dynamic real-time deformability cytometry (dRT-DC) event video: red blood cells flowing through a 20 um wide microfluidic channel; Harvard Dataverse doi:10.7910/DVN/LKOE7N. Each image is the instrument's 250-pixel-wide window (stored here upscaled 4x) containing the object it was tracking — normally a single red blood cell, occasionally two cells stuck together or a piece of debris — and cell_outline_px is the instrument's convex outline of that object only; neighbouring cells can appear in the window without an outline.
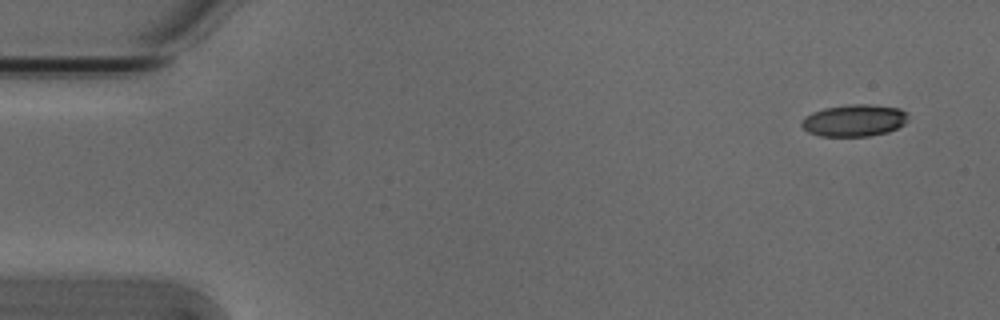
{"species": "Egyptian fruit bat (a non-hibernating species)", "species_latin": "Rousettus aegyptiacus", "temperature_condition": "cold", "stored_images_in_passage": 51, "camera_frame_rate_fps": 3000, "um_per_image_px": 0.085, "animal": {"sex": "male"}, "frame": {"image": 1, "passage_image": 1, "time_ms": 0.0, "image_size_px": [1000, 320], "cell_outline_px": [[908, 120], [904, 124], [888, 132], [868, 136], [820, 136], [808, 132], [800, 124], [804, 116], [812, 112], [824, 108], [852, 104], [868, 104], [900, 108], [908, 116]], "centroid_in_image_um": [72.59, 10.24], "position_along_channel_um": 12.4, "area_um2": 19.83}}
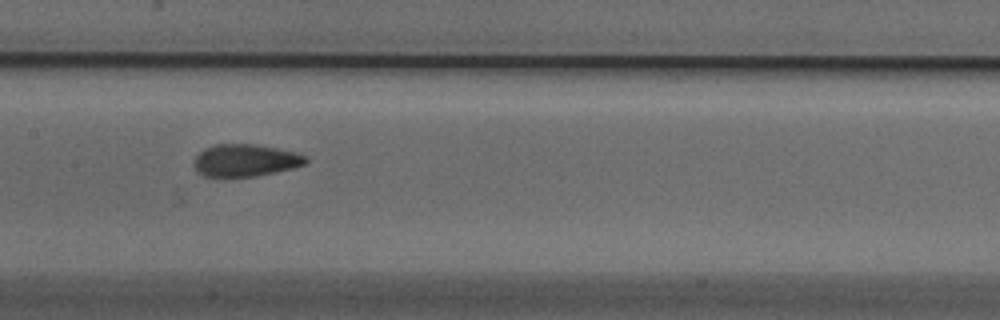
{"frame": {"image": 2, "passage_image": 24, "time_ms": 7.667, "image_size_px": [1000, 320], "cell_outline_px": [[308, 160], [304, 164], [292, 168], [256, 176], [204, 176], [196, 172], [192, 164], [196, 156], [204, 148], [216, 144], [256, 144], [296, 152], [304, 156]], "centroid_in_image_um": [20.8, 13.62], "position_along_channel_um": 186.6, "area_um2": 20.92}}
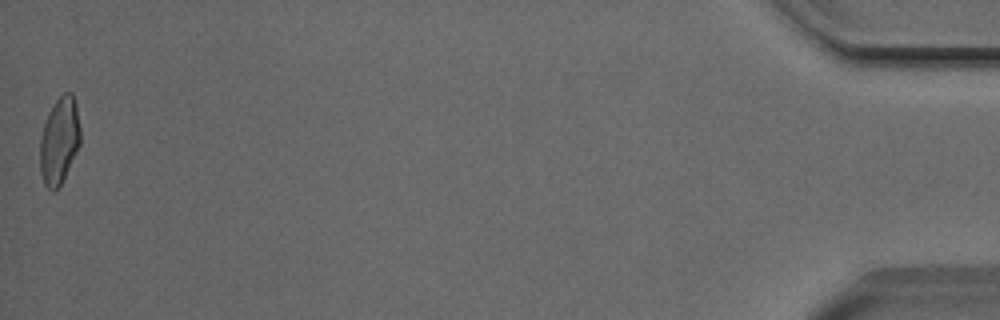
{"frame": {"image": 3, "passage_image": 51, "time_ms": 16.667, "image_size_px": [1000, 320], "cell_outline_px": [[80, 144], [60, 184], [52, 192], [44, 184], [40, 172], [40, 136], [48, 112], [56, 100], [64, 92], [72, 92], [76, 104], [80, 128]], "centroid_in_image_um": [5.03, 11.92], "position_along_channel_um": 430.2, "area_um2": 20.23}, "authors_computed_cell_mechanics": {"area_um2": 20.7502, "velocity_mm_per_s": 3.8378, "shape_relaxation_time_tau1_ms": 4.0426, "shape_relaxation_time_tau2_ms": 1.4305, "deformation_change_tau1": 0.127, "deformation_change_tau2": 0.0568}}